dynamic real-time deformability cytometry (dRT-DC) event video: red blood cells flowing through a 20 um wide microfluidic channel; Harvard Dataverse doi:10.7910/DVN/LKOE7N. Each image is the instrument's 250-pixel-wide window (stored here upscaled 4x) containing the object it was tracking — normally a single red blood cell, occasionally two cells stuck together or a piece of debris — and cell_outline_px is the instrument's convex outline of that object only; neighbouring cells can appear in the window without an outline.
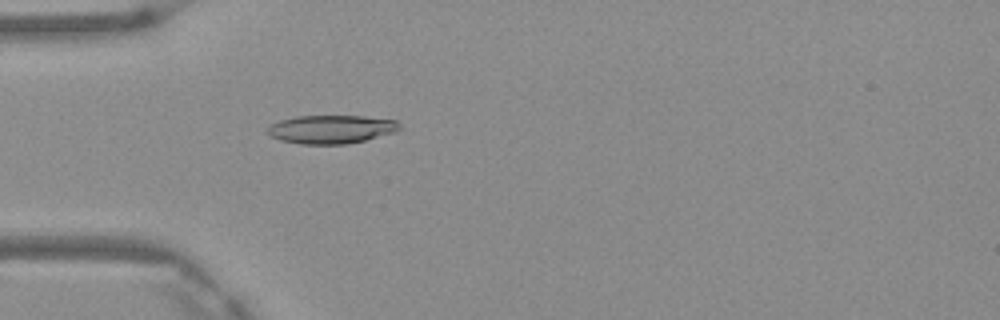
{"species": "Egyptian fruit bat (a non-hibernating species)", "species_latin": "Rousettus aegyptiacus", "temperature_condition": "warm", "stored_images_in_passage": 4, "camera_frame_rate_fps": 3000, "um_per_image_px": 0.085, "frame": {"image": 1, "passage_image": 4, "time_ms": 1.0, "image_size_px": [1000, 320], "cell_outline_px": [[400, 128], [396, 132], [348, 144], [300, 144], [280, 140], [272, 136], [268, 132], [268, 128], [272, 124], [280, 120], [296, 116], [364, 116], [396, 120], [400, 124]], "centroid_in_image_um": [28.18, 10.99], "position_along_channel_um": 56.8, "area_um2": 21.79}}